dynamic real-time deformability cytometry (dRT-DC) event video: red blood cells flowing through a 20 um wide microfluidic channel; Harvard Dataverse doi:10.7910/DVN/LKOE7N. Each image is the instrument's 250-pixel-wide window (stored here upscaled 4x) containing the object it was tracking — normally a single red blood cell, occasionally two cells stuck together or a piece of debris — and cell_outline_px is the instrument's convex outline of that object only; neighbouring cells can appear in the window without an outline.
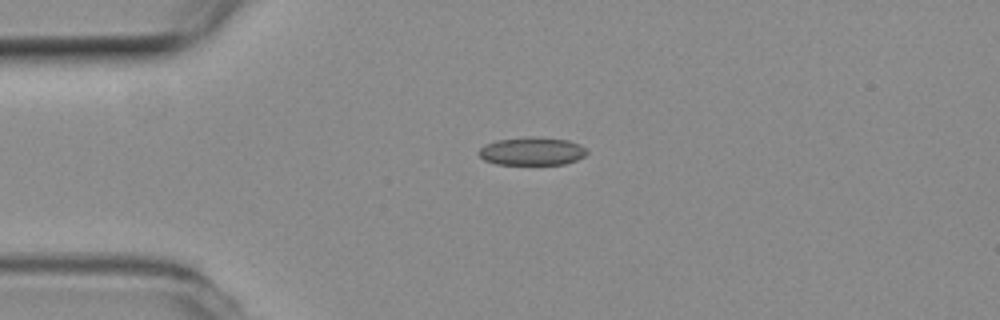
{"species": "common noctule bat (a hibernating species)", "species_latin": "Nyctalus noctula", "temperature_condition": "room temperature", "stored_images_in_passage": 4, "camera_frame_rate_fps": 3000, "um_per_image_px": 0.085, "animal": {"sex": "female", "body_mass_g": 19.3, "forearm_length_mm": 54.1}, "frame": {"image": 1, "passage_image": 4, "time_ms": 1.0, "image_size_px": [1000, 320], "cell_outline_px": [[588, 152], [584, 156], [576, 160], [564, 164], [496, 164], [484, 160], [480, 156], [480, 148], [496, 140], [528, 136], [532, 136], [568, 140], [580, 144]], "centroid_in_image_um": [45.24, 12.85], "position_along_channel_um": 39.8, "area_um2": 17.57}}